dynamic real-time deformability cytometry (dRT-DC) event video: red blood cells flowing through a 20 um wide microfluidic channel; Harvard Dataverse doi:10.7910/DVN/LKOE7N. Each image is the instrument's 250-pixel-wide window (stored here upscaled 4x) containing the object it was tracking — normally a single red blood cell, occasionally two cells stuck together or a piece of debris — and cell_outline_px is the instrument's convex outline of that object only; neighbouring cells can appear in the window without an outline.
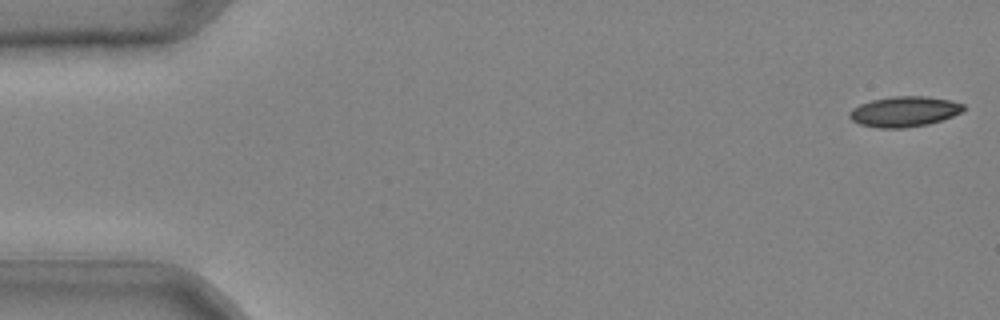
{"species": "common noctule bat (a hibernating species)", "species_latin": "Nyctalus noctula", "temperature_condition": "cold", "stored_images_in_passage": 39, "camera_frame_rate_fps": 3000, "um_per_image_px": 0.085, "animal": {"sex": "male", "body_mass_g": 20.4}, "frame": {"image": 1, "passage_image": 1, "time_ms": 0.0, "image_size_px": [1000, 320], "cell_outline_px": [[964, 108], [960, 112], [952, 116], [928, 124], [904, 128], [876, 128], [860, 124], [852, 120], [848, 116], [848, 112], [852, 108], [860, 104], [872, 100], [892, 96], [924, 96], [948, 100], [964, 104]], "centroid_in_image_um": [76.81, 9.49], "position_along_channel_um": 8.2, "area_um2": 20.06}}
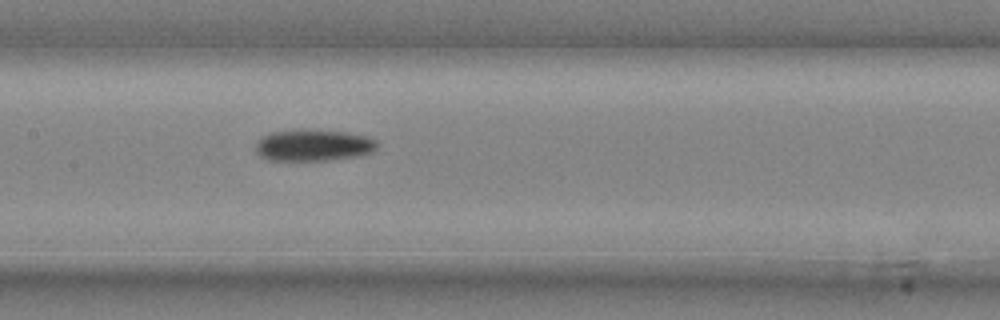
{"frame": {"image": 2, "passage_image": 21, "time_ms": 6.667, "image_size_px": [1000, 320], "cell_outline_px": [[376, 148], [372, 152], [356, 156], [328, 160], [268, 160], [260, 156], [256, 152], [256, 144], [264, 136], [272, 132], [300, 128], [348, 132], [368, 136], [376, 140]], "centroid_in_image_um": [26.64, 12.33], "position_along_channel_um": 180.8, "area_um2": 22.48}}
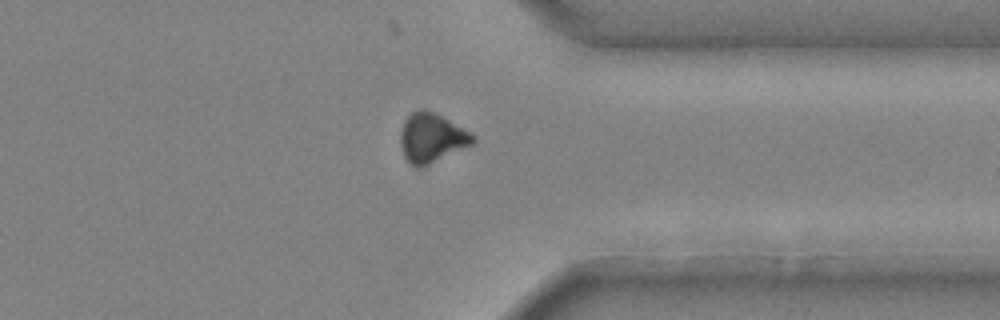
{"frame": {"image": 3, "passage_image": 34, "time_ms": 11.0, "image_size_px": [1000, 320], "cell_outline_px": [[476, 140], [472, 144], [420, 168], [416, 168], [404, 156], [400, 144], [400, 132], [404, 120], [412, 112], [420, 108], [424, 108], [448, 120], [476, 136]], "centroid_in_image_um": [36.65, 11.71], "position_along_channel_um": 374.7, "area_um2": 20.46}}